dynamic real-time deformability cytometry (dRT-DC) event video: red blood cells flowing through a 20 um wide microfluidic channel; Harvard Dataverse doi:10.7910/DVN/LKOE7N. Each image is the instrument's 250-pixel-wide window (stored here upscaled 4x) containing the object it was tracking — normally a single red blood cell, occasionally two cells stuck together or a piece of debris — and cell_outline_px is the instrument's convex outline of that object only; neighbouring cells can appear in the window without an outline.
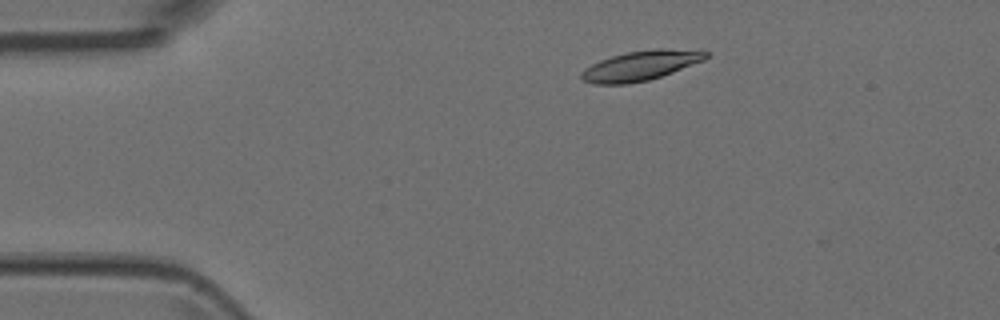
{"species": "Egyptian fruit bat (a non-hibernating species)", "species_latin": "Rousettus aegyptiacus", "temperature_condition": "room temperature", "stored_images_in_passage": 5, "camera_frame_rate_fps": 3000, "um_per_image_px": 0.085, "animal": {"sex": "female"}, "frame": {"image": 1, "passage_image": 2, "time_ms": 0.333, "image_size_px": [1000, 320], "cell_outline_px": [[712, 52], [704, 60], [672, 72], [648, 80], [628, 84], [596, 84], [580, 80], [580, 72], [592, 64], [600, 60], [612, 56], [628, 52], [656, 48], [704, 48]], "centroid_in_image_um": [54.55, 5.54], "position_along_channel_um": 30.5, "area_um2": 22.02}}
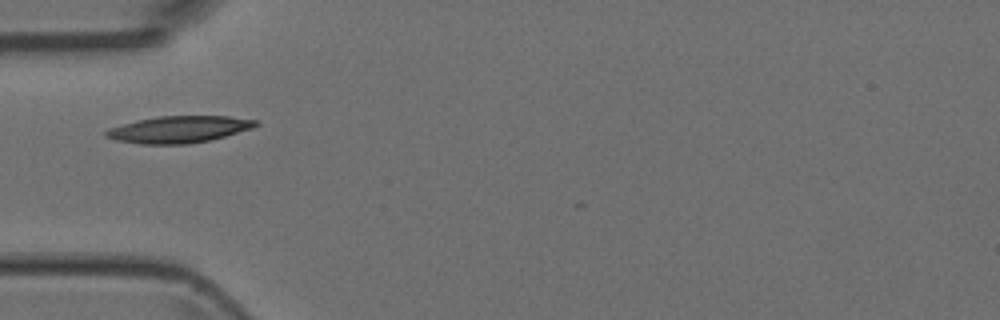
{"frame": {"image": 2, "passage_image": 4, "time_ms": 1.0, "image_size_px": [1000, 320], "cell_outline_px": [[260, 124], [252, 128], [224, 136], [208, 140], [188, 144], [140, 144], [116, 140], [104, 136], [104, 132], [108, 128], [136, 120], [160, 116], [228, 116], [260, 120]], "centroid_in_image_um": [15.2, 10.99], "position_along_channel_um": 69.8, "area_um2": 23.41}}
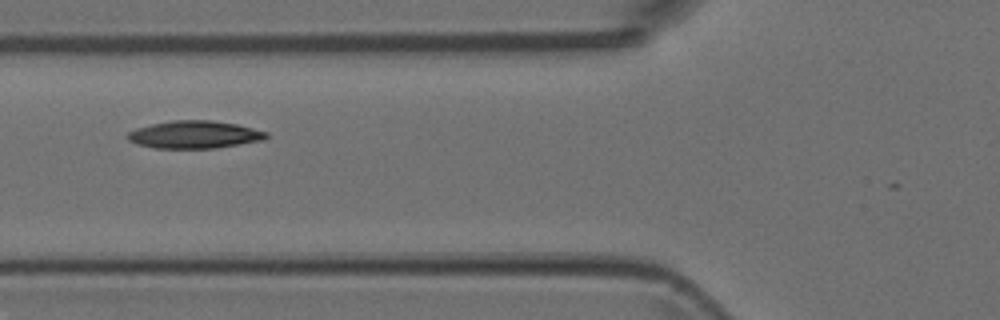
{"frame": {"image": 3, "passage_image": 5, "time_ms": 1.333, "image_size_px": [1000, 320], "cell_outline_px": [[268, 136], [264, 140], [216, 148], [156, 148], [136, 144], [128, 140], [124, 136], [128, 132], [136, 128], [152, 124], [172, 120], [212, 120], [236, 124], [268, 132]], "centroid_in_image_um": [16.5, 11.44], "position_along_channel_um": 109.3, "area_um2": 22.37}}